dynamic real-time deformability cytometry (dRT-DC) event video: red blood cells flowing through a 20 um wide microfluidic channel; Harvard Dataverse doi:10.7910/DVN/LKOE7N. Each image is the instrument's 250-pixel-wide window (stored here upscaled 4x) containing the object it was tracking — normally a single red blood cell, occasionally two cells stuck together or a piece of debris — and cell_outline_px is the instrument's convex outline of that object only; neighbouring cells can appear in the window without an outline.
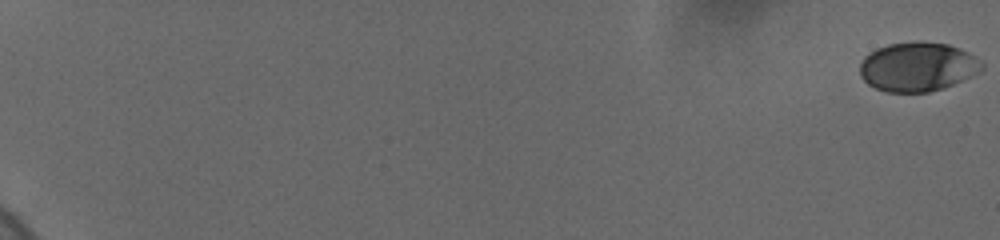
{"species": "human", "species_latin": "Homo sapiens", "temperature_condition": "cold", "stored_images_in_passage": 57, "camera_frame_rate_fps": 3000, "um_per_image_px": 0.085, "donor": {"sex": "female"}, "frame": {"image": 1, "passage_image": 1, "time_ms": 0.0, "image_size_px": [1000, 240], "cell_outline_px": [[984, 68], [980, 72], [944, 88], [928, 92], [888, 92], [876, 88], [868, 84], [860, 76], [860, 64], [864, 56], [868, 52], [876, 48], [888, 44], [916, 40], [948, 44], [960, 48], [976, 56], [984, 64]], "centroid_in_image_um": [78.0, 5.66], "position_along_channel_um": 7.0, "area_um2": 35.37}}
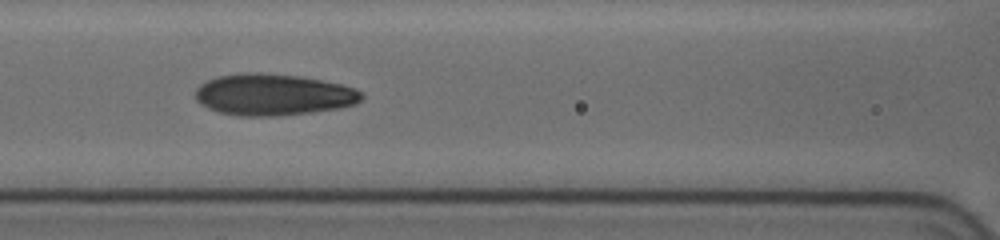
{"frame": {"image": 2, "passage_image": 35, "time_ms": 9.0, "image_size_px": [1000, 240], "cell_outline_px": [[364, 96], [356, 104], [340, 108], [312, 112], [280, 116], [240, 116], [220, 112], [208, 108], [200, 104], [196, 100], [196, 88], [200, 84], [216, 76], [244, 72], [260, 72], [300, 76], [340, 84], [356, 88], [364, 92]], "centroid_in_image_um": [23.24, 8.04], "position_along_channel_um": 143.4, "area_um2": 40.58}}
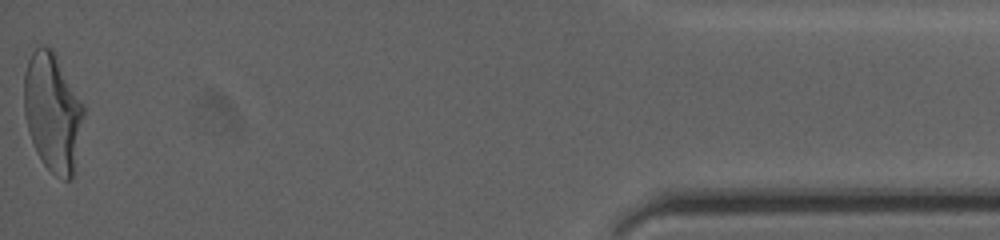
{"frame": {"image": 3, "passage_image": 57, "time_ms": 18.667, "image_size_px": [1000, 240], "cell_outline_px": [[84, 112], [72, 180], [64, 180], [52, 172], [44, 164], [36, 152], [28, 128], [24, 112], [24, 72], [28, 60], [32, 52], [36, 48], [44, 44], [52, 48], [56, 52], [84, 104]], "centroid_in_image_um": [4.47, 9.47], "position_along_channel_um": 430.7, "area_um2": 41.21}, "authors_computed_cell_mechanics": {"area_um2": 37.281, "velocity_mm_per_s": 3.6885, "shape_relaxation_time_tau1_ms": 5.3316, "shape_relaxation_time_tau2_ms": 1.2029, "deformation_change_tau1": 0.2001, "deformation_change_tau2": 0.0675}}